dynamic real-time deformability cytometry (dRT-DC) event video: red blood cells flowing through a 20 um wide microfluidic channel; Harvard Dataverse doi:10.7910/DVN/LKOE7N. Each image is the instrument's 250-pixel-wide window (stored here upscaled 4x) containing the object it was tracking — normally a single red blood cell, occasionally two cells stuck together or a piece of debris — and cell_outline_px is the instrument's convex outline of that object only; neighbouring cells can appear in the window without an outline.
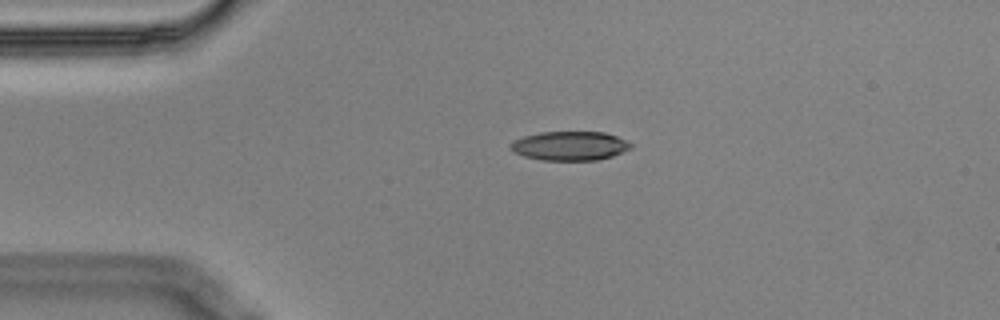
{"species": "Egyptian fruit bat (a non-hibernating species)", "species_latin": "Rousettus aegyptiacus", "temperature_condition": "cold", "stored_images_in_passage": 1, "camera_frame_rate_fps": 3000, "um_per_image_px": 0.085, "animal": {"sex": "male"}, "frame": {"image": 1, "passage_image": 1, "time_ms": 0.0, "image_size_px": [1000, 320], "cell_outline_px": [[632, 148], [612, 156], [596, 160], [540, 160], [524, 156], [516, 152], [512, 148], [512, 140], [524, 136], [540, 132], [604, 132], [616, 136], [632, 144]], "centroid_in_image_um": [48.45, 12.39], "position_along_channel_um": 36.6, "area_um2": 20.17}}